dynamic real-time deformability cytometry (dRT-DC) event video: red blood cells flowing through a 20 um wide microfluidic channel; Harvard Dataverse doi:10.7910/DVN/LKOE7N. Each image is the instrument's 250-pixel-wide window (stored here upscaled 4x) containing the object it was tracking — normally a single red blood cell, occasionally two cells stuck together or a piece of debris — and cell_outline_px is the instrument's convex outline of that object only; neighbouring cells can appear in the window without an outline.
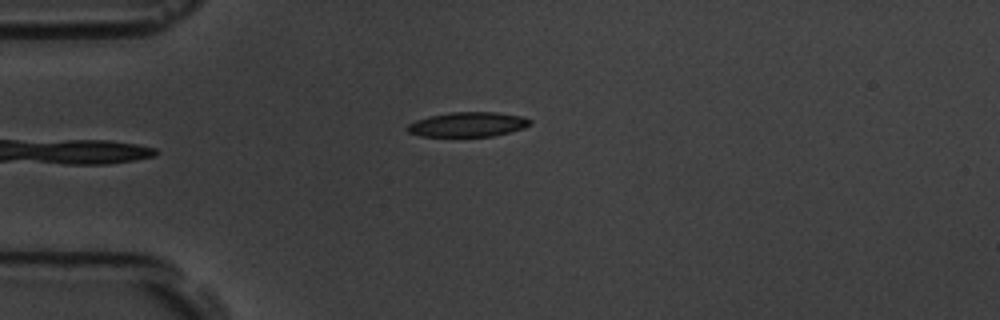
{"species": "common noctule bat (a hibernating species)", "species_latin": "Nyctalus noctula", "temperature_condition": "room temperature", "stored_images_in_passage": 5, "camera_frame_rate_fps": 3000, "um_per_image_px": 0.085, "animal": {"sex": "male", "body_mass_g": 19.5, "forearm_length_mm": 54.6}, "frame": {"image": 1, "passage_image": 5, "time_ms": 5.667, "image_size_px": [1000, 320], "cell_outline_px": [[532, 124], [524, 128], [492, 136], [420, 136], [408, 132], [404, 128], [408, 124], [416, 120], [428, 116], [452, 112], [496, 112], [524, 116], [532, 120]], "centroid_in_image_um": [39.77, 10.57], "position_along_channel_um": 45.2, "area_um2": 17.74}}